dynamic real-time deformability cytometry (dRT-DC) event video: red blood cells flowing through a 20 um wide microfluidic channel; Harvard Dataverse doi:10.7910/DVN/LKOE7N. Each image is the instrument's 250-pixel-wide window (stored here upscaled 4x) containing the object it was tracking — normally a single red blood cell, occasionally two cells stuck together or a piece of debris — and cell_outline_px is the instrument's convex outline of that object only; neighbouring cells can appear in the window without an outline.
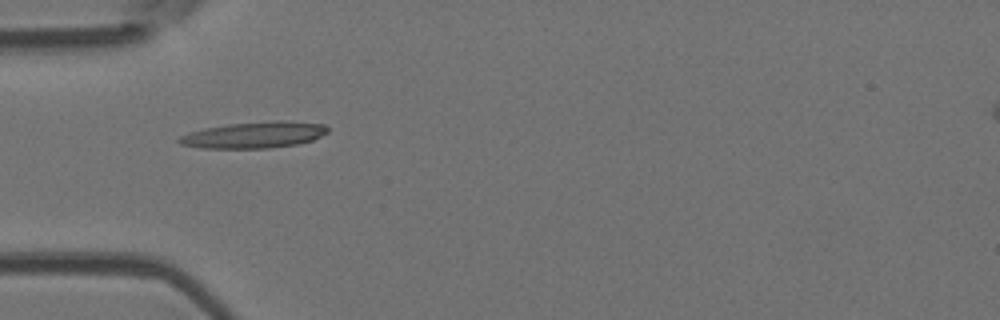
{"species": "Egyptian fruit bat (a non-hibernating species)", "species_latin": "Rousettus aegyptiacus", "temperature_condition": "room temperature", "stored_images_in_passage": 6, "camera_frame_rate_fps": 3000, "um_per_image_px": 0.085, "animal": {"sex": "female"}, "frame": {"image": 1, "passage_image": 4, "time_ms": 3.333, "image_size_px": [1000, 320], "cell_outline_px": [[328, 132], [312, 140], [296, 144], [268, 148], [204, 148], [180, 144], [176, 140], [180, 136], [188, 132], [204, 128], [228, 124], [276, 120], [280, 120], [324, 124], [328, 128]], "centroid_in_image_um": [21.58, 11.46], "position_along_channel_um": 63.4, "area_um2": 22.72}}
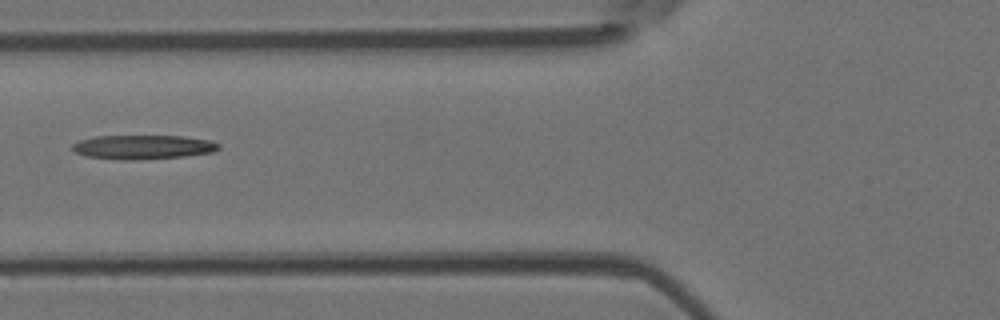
{"frame": {"image": 2, "passage_image": 5, "time_ms": 4.667, "image_size_px": [1000, 320], "cell_outline_px": [[220, 148], [212, 152], [184, 156], [136, 160], [116, 160], [84, 156], [76, 152], [72, 148], [72, 144], [80, 140], [96, 136], [180, 136], [208, 140], [220, 144]], "centroid_in_image_um": [12.11, 12.51], "position_along_channel_um": 113.7, "area_um2": 20.58}}
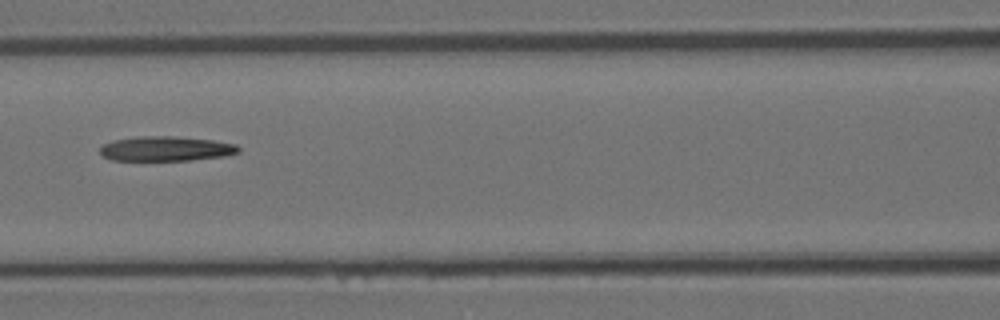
{"frame": {"image": 3, "passage_image": 6, "time_ms": 5.667, "image_size_px": [1000, 320], "cell_outline_px": [[240, 148], [236, 152], [224, 156], [192, 160], [112, 160], [104, 156], [100, 152], [100, 148], [104, 144], [112, 140], [140, 136], [172, 136], [212, 140], [236, 144]], "centroid_in_image_um": [14.08, 12.63], "position_along_channel_um": 152.5, "area_um2": 19.77}}